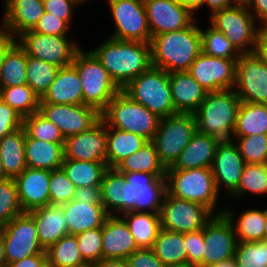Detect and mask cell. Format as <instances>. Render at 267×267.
I'll list each match as a JSON object with an SVG mask.
<instances>
[{"instance_id": "26", "label": "cell", "mask_w": 267, "mask_h": 267, "mask_svg": "<svg viewBox=\"0 0 267 267\" xmlns=\"http://www.w3.org/2000/svg\"><path fill=\"white\" fill-rule=\"evenodd\" d=\"M172 102L177 113H195L207 92L187 72L169 73Z\"/></svg>"}, {"instance_id": "48", "label": "cell", "mask_w": 267, "mask_h": 267, "mask_svg": "<svg viewBox=\"0 0 267 267\" xmlns=\"http://www.w3.org/2000/svg\"><path fill=\"white\" fill-rule=\"evenodd\" d=\"M246 164L267 163V134L234 136Z\"/></svg>"}, {"instance_id": "31", "label": "cell", "mask_w": 267, "mask_h": 267, "mask_svg": "<svg viewBox=\"0 0 267 267\" xmlns=\"http://www.w3.org/2000/svg\"><path fill=\"white\" fill-rule=\"evenodd\" d=\"M25 140L24 127L0 139V158L7 178H15L27 168L24 153Z\"/></svg>"}, {"instance_id": "3", "label": "cell", "mask_w": 267, "mask_h": 267, "mask_svg": "<svg viewBox=\"0 0 267 267\" xmlns=\"http://www.w3.org/2000/svg\"><path fill=\"white\" fill-rule=\"evenodd\" d=\"M151 65L168 74L188 71L201 53V32L196 23L185 29L165 32L152 37Z\"/></svg>"}, {"instance_id": "58", "label": "cell", "mask_w": 267, "mask_h": 267, "mask_svg": "<svg viewBox=\"0 0 267 267\" xmlns=\"http://www.w3.org/2000/svg\"><path fill=\"white\" fill-rule=\"evenodd\" d=\"M3 267H48L47 255L37 254L13 263H5Z\"/></svg>"}, {"instance_id": "12", "label": "cell", "mask_w": 267, "mask_h": 267, "mask_svg": "<svg viewBox=\"0 0 267 267\" xmlns=\"http://www.w3.org/2000/svg\"><path fill=\"white\" fill-rule=\"evenodd\" d=\"M18 44L28 56L52 63L59 68L72 65L74 57L80 49L67 36L46 35L26 31L17 37Z\"/></svg>"}, {"instance_id": "40", "label": "cell", "mask_w": 267, "mask_h": 267, "mask_svg": "<svg viewBox=\"0 0 267 267\" xmlns=\"http://www.w3.org/2000/svg\"><path fill=\"white\" fill-rule=\"evenodd\" d=\"M48 267H83V260L75 235H65L45 250Z\"/></svg>"}, {"instance_id": "56", "label": "cell", "mask_w": 267, "mask_h": 267, "mask_svg": "<svg viewBox=\"0 0 267 267\" xmlns=\"http://www.w3.org/2000/svg\"><path fill=\"white\" fill-rule=\"evenodd\" d=\"M73 200L80 203H102L101 186L76 188Z\"/></svg>"}, {"instance_id": "47", "label": "cell", "mask_w": 267, "mask_h": 267, "mask_svg": "<svg viewBox=\"0 0 267 267\" xmlns=\"http://www.w3.org/2000/svg\"><path fill=\"white\" fill-rule=\"evenodd\" d=\"M234 259L237 267H267V243L238 241Z\"/></svg>"}, {"instance_id": "36", "label": "cell", "mask_w": 267, "mask_h": 267, "mask_svg": "<svg viewBox=\"0 0 267 267\" xmlns=\"http://www.w3.org/2000/svg\"><path fill=\"white\" fill-rule=\"evenodd\" d=\"M61 168L76 188L101 186L107 162L64 159Z\"/></svg>"}, {"instance_id": "27", "label": "cell", "mask_w": 267, "mask_h": 267, "mask_svg": "<svg viewBox=\"0 0 267 267\" xmlns=\"http://www.w3.org/2000/svg\"><path fill=\"white\" fill-rule=\"evenodd\" d=\"M40 104H83L80 77L72 65L59 69L55 80L41 98Z\"/></svg>"}, {"instance_id": "14", "label": "cell", "mask_w": 267, "mask_h": 267, "mask_svg": "<svg viewBox=\"0 0 267 267\" xmlns=\"http://www.w3.org/2000/svg\"><path fill=\"white\" fill-rule=\"evenodd\" d=\"M108 2L116 28L110 38L151 42L143 0H108Z\"/></svg>"}, {"instance_id": "43", "label": "cell", "mask_w": 267, "mask_h": 267, "mask_svg": "<svg viewBox=\"0 0 267 267\" xmlns=\"http://www.w3.org/2000/svg\"><path fill=\"white\" fill-rule=\"evenodd\" d=\"M201 32V52L210 57L224 59H239L241 53L225 37L223 32L210 26L207 31Z\"/></svg>"}, {"instance_id": "5", "label": "cell", "mask_w": 267, "mask_h": 267, "mask_svg": "<svg viewBox=\"0 0 267 267\" xmlns=\"http://www.w3.org/2000/svg\"><path fill=\"white\" fill-rule=\"evenodd\" d=\"M107 127L131 132L152 141L159 127L160 117L130 98L121 90L100 113Z\"/></svg>"}, {"instance_id": "13", "label": "cell", "mask_w": 267, "mask_h": 267, "mask_svg": "<svg viewBox=\"0 0 267 267\" xmlns=\"http://www.w3.org/2000/svg\"><path fill=\"white\" fill-rule=\"evenodd\" d=\"M4 242L6 263L46 254L38 240L34 219L27 213L16 216L6 226L0 229Z\"/></svg>"}, {"instance_id": "41", "label": "cell", "mask_w": 267, "mask_h": 267, "mask_svg": "<svg viewBox=\"0 0 267 267\" xmlns=\"http://www.w3.org/2000/svg\"><path fill=\"white\" fill-rule=\"evenodd\" d=\"M0 99L23 118L38 112L41 100L27 84L0 88Z\"/></svg>"}, {"instance_id": "11", "label": "cell", "mask_w": 267, "mask_h": 267, "mask_svg": "<svg viewBox=\"0 0 267 267\" xmlns=\"http://www.w3.org/2000/svg\"><path fill=\"white\" fill-rule=\"evenodd\" d=\"M224 210L212 213L207 207L184 199L176 198L166 192L161 211V228L179 233L199 231Z\"/></svg>"}, {"instance_id": "66", "label": "cell", "mask_w": 267, "mask_h": 267, "mask_svg": "<svg viewBox=\"0 0 267 267\" xmlns=\"http://www.w3.org/2000/svg\"><path fill=\"white\" fill-rule=\"evenodd\" d=\"M262 241L267 243V209H265V229H264V237Z\"/></svg>"}, {"instance_id": "42", "label": "cell", "mask_w": 267, "mask_h": 267, "mask_svg": "<svg viewBox=\"0 0 267 267\" xmlns=\"http://www.w3.org/2000/svg\"><path fill=\"white\" fill-rule=\"evenodd\" d=\"M59 67L52 63L28 56L27 59V85L41 99L55 80Z\"/></svg>"}, {"instance_id": "23", "label": "cell", "mask_w": 267, "mask_h": 267, "mask_svg": "<svg viewBox=\"0 0 267 267\" xmlns=\"http://www.w3.org/2000/svg\"><path fill=\"white\" fill-rule=\"evenodd\" d=\"M139 249L121 216L109 215L102 226L103 259H126Z\"/></svg>"}, {"instance_id": "32", "label": "cell", "mask_w": 267, "mask_h": 267, "mask_svg": "<svg viewBox=\"0 0 267 267\" xmlns=\"http://www.w3.org/2000/svg\"><path fill=\"white\" fill-rule=\"evenodd\" d=\"M106 162L115 168L122 160L139 150L147 140L131 132L106 126Z\"/></svg>"}, {"instance_id": "69", "label": "cell", "mask_w": 267, "mask_h": 267, "mask_svg": "<svg viewBox=\"0 0 267 267\" xmlns=\"http://www.w3.org/2000/svg\"><path fill=\"white\" fill-rule=\"evenodd\" d=\"M172 267H192V266L184 265V266H172Z\"/></svg>"}, {"instance_id": "24", "label": "cell", "mask_w": 267, "mask_h": 267, "mask_svg": "<svg viewBox=\"0 0 267 267\" xmlns=\"http://www.w3.org/2000/svg\"><path fill=\"white\" fill-rule=\"evenodd\" d=\"M4 3L1 27L16 38L26 31L33 30L45 13L43 0H5Z\"/></svg>"}, {"instance_id": "61", "label": "cell", "mask_w": 267, "mask_h": 267, "mask_svg": "<svg viewBox=\"0 0 267 267\" xmlns=\"http://www.w3.org/2000/svg\"><path fill=\"white\" fill-rule=\"evenodd\" d=\"M236 3V0H203V6L206 4L211 9V15L219 10L229 8Z\"/></svg>"}, {"instance_id": "25", "label": "cell", "mask_w": 267, "mask_h": 267, "mask_svg": "<svg viewBox=\"0 0 267 267\" xmlns=\"http://www.w3.org/2000/svg\"><path fill=\"white\" fill-rule=\"evenodd\" d=\"M35 221L38 240L48 249L63 236L68 235L67 219L62 205L49 204L27 212Z\"/></svg>"}, {"instance_id": "2", "label": "cell", "mask_w": 267, "mask_h": 267, "mask_svg": "<svg viewBox=\"0 0 267 267\" xmlns=\"http://www.w3.org/2000/svg\"><path fill=\"white\" fill-rule=\"evenodd\" d=\"M91 52L102 63L111 79L121 90L132 79L152 66L150 43L109 37Z\"/></svg>"}, {"instance_id": "30", "label": "cell", "mask_w": 267, "mask_h": 267, "mask_svg": "<svg viewBox=\"0 0 267 267\" xmlns=\"http://www.w3.org/2000/svg\"><path fill=\"white\" fill-rule=\"evenodd\" d=\"M25 161L29 168L56 170L64 161V143H51L31 138L26 133Z\"/></svg>"}, {"instance_id": "9", "label": "cell", "mask_w": 267, "mask_h": 267, "mask_svg": "<svg viewBox=\"0 0 267 267\" xmlns=\"http://www.w3.org/2000/svg\"><path fill=\"white\" fill-rule=\"evenodd\" d=\"M209 17L210 25L223 32L240 53L255 52L258 32L262 27L255 25L256 19L243 2H236Z\"/></svg>"}, {"instance_id": "70", "label": "cell", "mask_w": 267, "mask_h": 267, "mask_svg": "<svg viewBox=\"0 0 267 267\" xmlns=\"http://www.w3.org/2000/svg\"><path fill=\"white\" fill-rule=\"evenodd\" d=\"M83 267H91V264H87V265H85V266H83Z\"/></svg>"}, {"instance_id": "22", "label": "cell", "mask_w": 267, "mask_h": 267, "mask_svg": "<svg viewBox=\"0 0 267 267\" xmlns=\"http://www.w3.org/2000/svg\"><path fill=\"white\" fill-rule=\"evenodd\" d=\"M23 212L50 204V171L27 167L14 178Z\"/></svg>"}, {"instance_id": "65", "label": "cell", "mask_w": 267, "mask_h": 267, "mask_svg": "<svg viewBox=\"0 0 267 267\" xmlns=\"http://www.w3.org/2000/svg\"><path fill=\"white\" fill-rule=\"evenodd\" d=\"M5 263L6 261H5V253H4V242L2 239V235L0 233V267H3Z\"/></svg>"}, {"instance_id": "1", "label": "cell", "mask_w": 267, "mask_h": 267, "mask_svg": "<svg viewBox=\"0 0 267 267\" xmlns=\"http://www.w3.org/2000/svg\"><path fill=\"white\" fill-rule=\"evenodd\" d=\"M166 192V177L146 172H119L108 168L101 182L104 210L108 215L119 211L114 216L127 212L160 213Z\"/></svg>"}, {"instance_id": "60", "label": "cell", "mask_w": 267, "mask_h": 267, "mask_svg": "<svg viewBox=\"0 0 267 267\" xmlns=\"http://www.w3.org/2000/svg\"><path fill=\"white\" fill-rule=\"evenodd\" d=\"M255 53L267 68V28H261L258 32Z\"/></svg>"}, {"instance_id": "4", "label": "cell", "mask_w": 267, "mask_h": 267, "mask_svg": "<svg viewBox=\"0 0 267 267\" xmlns=\"http://www.w3.org/2000/svg\"><path fill=\"white\" fill-rule=\"evenodd\" d=\"M241 99L234 89L207 92L194 113L197 132L218 140H232Z\"/></svg>"}, {"instance_id": "6", "label": "cell", "mask_w": 267, "mask_h": 267, "mask_svg": "<svg viewBox=\"0 0 267 267\" xmlns=\"http://www.w3.org/2000/svg\"><path fill=\"white\" fill-rule=\"evenodd\" d=\"M72 66L80 77L83 104L101 113L121 89L91 51L84 52L80 48L74 57Z\"/></svg>"}, {"instance_id": "44", "label": "cell", "mask_w": 267, "mask_h": 267, "mask_svg": "<svg viewBox=\"0 0 267 267\" xmlns=\"http://www.w3.org/2000/svg\"><path fill=\"white\" fill-rule=\"evenodd\" d=\"M23 127L31 138L51 143L65 142L60 129L39 111L23 118Z\"/></svg>"}, {"instance_id": "38", "label": "cell", "mask_w": 267, "mask_h": 267, "mask_svg": "<svg viewBox=\"0 0 267 267\" xmlns=\"http://www.w3.org/2000/svg\"><path fill=\"white\" fill-rule=\"evenodd\" d=\"M223 214L232 222L237 241H262L265 229V210L248 209L238 217L237 224L233 222V212L223 209ZM236 224V225H235Z\"/></svg>"}, {"instance_id": "59", "label": "cell", "mask_w": 267, "mask_h": 267, "mask_svg": "<svg viewBox=\"0 0 267 267\" xmlns=\"http://www.w3.org/2000/svg\"><path fill=\"white\" fill-rule=\"evenodd\" d=\"M16 40L17 38L9 31L4 28H0V70L8 50L17 42Z\"/></svg>"}, {"instance_id": "18", "label": "cell", "mask_w": 267, "mask_h": 267, "mask_svg": "<svg viewBox=\"0 0 267 267\" xmlns=\"http://www.w3.org/2000/svg\"><path fill=\"white\" fill-rule=\"evenodd\" d=\"M151 38L185 29L195 22L193 12L178 0H143Z\"/></svg>"}, {"instance_id": "50", "label": "cell", "mask_w": 267, "mask_h": 267, "mask_svg": "<svg viewBox=\"0 0 267 267\" xmlns=\"http://www.w3.org/2000/svg\"><path fill=\"white\" fill-rule=\"evenodd\" d=\"M83 260L93 264L103 259L102 227L89 229L75 235Z\"/></svg>"}, {"instance_id": "46", "label": "cell", "mask_w": 267, "mask_h": 267, "mask_svg": "<svg viewBox=\"0 0 267 267\" xmlns=\"http://www.w3.org/2000/svg\"><path fill=\"white\" fill-rule=\"evenodd\" d=\"M14 178L0 181V229L13 218L23 214Z\"/></svg>"}, {"instance_id": "55", "label": "cell", "mask_w": 267, "mask_h": 267, "mask_svg": "<svg viewBox=\"0 0 267 267\" xmlns=\"http://www.w3.org/2000/svg\"><path fill=\"white\" fill-rule=\"evenodd\" d=\"M45 12L66 21L69 25L72 21L73 9L77 5L71 0H43ZM76 6V7H75Z\"/></svg>"}, {"instance_id": "29", "label": "cell", "mask_w": 267, "mask_h": 267, "mask_svg": "<svg viewBox=\"0 0 267 267\" xmlns=\"http://www.w3.org/2000/svg\"><path fill=\"white\" fill-rule=\"evenodd\" d=\"M62 208L70 235L102 227L105 219L109 216L102 203H80L72 199L63 204Z\"/></svg>"}, {"instance_id": "53", "label": "cell", "mask_w": 267, "mask_h": 267, "mask_svg": "<svg viewBox=\"0 0 267 267\" xmlns=\"http://www.w3.org/2000/svg\"><path fill=\"white\" fill-rule=\"evenodd\" d=\"M21 127H23V117L0 99V139Z\"/></svg>"}, {"instance_id": "34", "label": "cell", "mask_w": 267, "mask_h": 267, "mask_svg": "<svg viewBox=\"0 0 267 267\" xmlns=\"http://www.w3.org/2000/svg\"><path fill=\"white\" fill-rule=\"evenodd\" d=\"M152 250L166 267L187 265L183 233L161 228Z\"/></svg>"}, {"instance_id": "63", "label": "cell", "mask_w": 267, "mask_h": 267, "mask_svg": "<svg viewBox=\"0 0 267 267\" xmlns=\"http://www.w3.org/2000/svg\"><path fill=\"white\" fill-rule=\"evenodd\" d=\"M185 7L189 8L192 12L200 9L203 6V0H178Z\"/></svg>"}, {"instance_id": "68", "label": "cell", "mask_w": 267, "mask_h": 267, "mask_svg": "<svg viewBox=\"0 0 267 267\" xmlns=\"http://www.w3.org/2000/svg\"><path fill=\"white\" fill-rule=\"evenodd\" d=\"M71 1H73L76 5H82L84 2L86 3V0H71ZM88 1V0H87Z\"/></svg>"}, {"instance_id": "64", "label": "cell", "mask_w": 267, "mask_h": 267, "mask_svg": "<svg viewBox=\"0 0 267 267\" xmlns=\"http://www.w3.org/2000/svg\"><path fill=\"white\" fill-rule=\"evenodd\" d=\"M210 267H237V264H236V261H235V259L233 257V258L224 260L223 262H219V263L213 264Z\"/></svg>"}, {"instance_id": "51", "label": "cell", "mask_w": 267, "mask_h": 267, "mask_svg": "<svg viewBox=\"0 0 267 267\" xmlns=\"http://www.w3.org/2000/svg\"><path fill=\"white\" fill-rule=\"evenodd\" d=\"M184 243L187 250V265L192 267H202L204 228L184 233Z\"/></svg>"}, {"instance_id": "33", "label": "cell", "mask_w": 267, "mask_h": 267, "mask_svg": "<svg viewBox=\"0 0 267 267\" xmlns=\"http://www.w3.org/2000/svg\"><path fill=\"white\" fill-rule=\"evenodd\" d=\"M122 215L137 247L152 248L161 229L160 213L127 212Z\"/></svg>"}, {"instance_id": "67", "label": "cell", "mask_w": 267, "mask_h": 267, "mask_svg": "<svg viewBox=\"0 0 267 267\" xmlns=\"http://www.w3.org/2000/svg\"><path fill=\"white\" fill-rule=\"evenodd\" d=\"M7 177L4 174L3 168H2V163H1V158H0V181L3 179H6Z\"/></svg>"}, {"instance_id": "16", "label": "cell", "mask_w": 267, "mask_h": 267, "mask_svg": "<svg viewBox=\"0 0 267 267\" xmlns=\"http://www.w3.org/2000/svg\"><path fill=\"white\" fill-rule=\"evenodd\" d=\"M237 61L210 57L201 52L187 72L206 92L234 89Z\"/></svg>"}, {"instance_id": "57", "label": "cell", "mask_w": 267, "mask_h": 267, "mask_svg": "<svg viewBox=\"0 0 267 267\" xmlns=\"http://www.w3.org/2000/svg\"><path fill=\"white\" fill-rule=\"evenodd\" d=\"M243 3L256 20H260L261 27L267 28V0H245Z\"/></svg>"}, {"instance_id": "52", "label": "cell", "mask_w": 267, "mask_h": 267, "mask_svg": "<svg viewBox=\"0 0 267 267\" xmlns=\"http://www.w3.org/2000/svg\"><path fill=\"white\" fill-rule=\"evenodd\" d=\"M68 27L69 24L66 21L45 12L32 31L39 34L66 36Z\"/></svg>"}, {"instance_id": "20", "label": "cell", "mask_w": 267, "mask_h": 267, "mask_svg": "<svg viewBox=\"0 0 267 267\" xmlns=\"http://www.w3.org/2000/svg\"><path fill=\"white\" fill-rule=\"evenodd\" d=\"M106 143V124L100 118L88 130L65 139L64 159L106 162Z\"/></svg>"}, {"instance_id": "15", "label": "cell", "mask_w": 267, "mask_h": 267, "mask_svg": "<svg viewBox=\"0 0 267 267\" xmlns=\"http://www.w3.org/2000/svg\"><path fill=\"white\" fill-rule=\"evenodd\" d=\"M234 88L242 102L267 104V68L255 52L241 53Z\"/></svg>"}, {"instance_id": "71", "label": "cell", "mask_w": 267, "mask_h": 267, "mask_svg": "<svg viewBox=\"0 0 267 267\" xmlns=\"http://www.w3.org/2000/svg\"><path fill=\"white\" fill-rule=\"evenodd\" d=\"M245 0H236V2H244Z\"/></svg>"}, {"instance_id": "54", "label": "cell", "mask_w": 267, "mask_h": 267, "mask_svg": "<svg viewBox=\"0 0 267 267\" xmlns=\"http://www.w3.org/2000/svg\"><path fill=\"white\" fill-rule=\"evenodd\" d=\"M126 259L129 267H166L152 248H139Z\"/></svg>"}, {"instance_id": "19", "label": "cell", "mask_w": 267, "mask_h": 267, "mask_svg": "<svg viewBox=\"0 0 267 267\" xmlns=\"http://www.w3.org/2000/svg\"><path fill=\"white\" fill-rule=\"evenodd\" d=\"M39 112L60 129L65 139L88 130L100 119L95 108L84 104H40Z\"/></svg>"}, {"instance_id": "8", "label": "cell", "mask_w": 267, "mask_h": 267, "mask_svg": "<svg viewBox=\"0 0 267 267\" xmlns=\"http://www.w3.org/2000/svg\"><path fill=\"white\" fill-rule=\"evenodd\" d=\"M166 180L170 195L201 204L213 212L219 192L211 168L166 169Z\"/></svg>"}, {"instance_id": "62", "label": "cell", "mask_w": 267, "mask_h": 267, "mask_svg": "<svg viewBox=\"0 0 267 267\" xmlns=\"http://www.w3.org/2000/svg\"><path fill=\"white\" fill-rule=\"evenodd\" d=\"M91 267H129L127 259H102L91 264Z\"/></svg>"}, {"instance_id": "21", "label": "cell", "mask_w": 267, "mask_h": 267, "mask_svg": "<svg viewBox=\"0 0 267 267\" xmlns=\"http://www.w3.org/2000/svg\"><path fill=\"white\" fill-rule=\"evenodd\" d=\"M236 141L220 140L211 166L217 191L219 192L221 185H225L230 195L237 190L246 164Z\"/></svg>"}, {"instance_id": "10", "label": "cell", "mask_w": 267, "mask_h": 267, "mask_svg": "<svg viewBox=\"0 0 267 267\" xmlns=\"http://www.w3.org/2000/svg\"><path fill=\"white\" fill-rule=\"evenodd\" d=\"M196 132V120L193 113H177L160 119L152 142L165 168L175 163Z\"/></svg>"}, {"instance_id": "35", "label": "cell", "mask_w": 267, "mask_h": 267, "mask_svg": "<svg viewBox=\"0 0 267 267\" xmlns=\"http://www.w3.org/2000/svg\"><path fill=\"white\" fill-rule=\"evenodd\" d=\"M115 168L119 172H146L157 177H166V168L160 162L152 141H147L139 150L122 160Z\"/></svg>"}, {"instance_id": "28", "label": "cell", "mask_w": 267, "mask_h": 267, "mask_svg": "<svg viewBox=\"0 0 267 267\" xmlns=\"http://www.w3.org/2000/svg\"><path fill=\"white\" fill-rule=\"evenodd\" d=\"M219 141L215 137L196 132L175 163L166 169L211 168Z\"/></svg>"}, {"instance_id": "39", "label": "cell", "mask_w": 267, "mask_h": 267, "mask_svg": "<svg viewBox=\"0 0 267 267\" xmlns=\"http://www.w3.org/2000/svg\"><path fill=\"white\" fill-rule=\"evenodd\" d=\"M28 55L16 42L7 52L0 70V88L27 84Z\"/></svg>"}, {"instance_id": "49", "label": "cell", "mask_w": 267, "mask_h": 267, "mask_svg": "<svg viewBox=\"0 0 267 267\" xmlns=\"http://www.w3.org/2000/svg\"><path fill=\"white\" fill-rule=\"evenodd\" d=\"M75 185L62 168L50 171V204L63 205L74 198Z\"/></svg>"}, {"instance_id": "37", "label": "cell", "mask_w": 267, "mask_h": 267, "mask_svg": "<svg viewBox=\"0 0 267 267\" xmlns=\"http://www.w3.org/2000/svg\"><path fill=\"white\" fill-rule=\"evenodd\" d=\"M267 134V104L241 102L233 136Z\"/></svg>"}, {"instance_id": "45", "label": "cell", "mask_w": 267, "mask_h": 267, "mask_svg": "<svg viewBox=\"0 0 267 267\" xmlns=\"http://www.w3.org/2000/svg\"><path fill=\"white\" fill-rule=\"evenodd\" d=\"M246 192L267 194V163L245 164L237 190L231 196L239 197Z\"/></svg>"}, {"instance_id": "7", "label": "cell", "mask_w": 267, "mask_h": 267, "mask_svg": "<svg viewBox=\"0 0 267 267\" xmlns=\"http://www.w3.org/2000/svg\"><path fill=\"white\" fill-rule=\"evenodd\" d=\"M123 91L160 118L177 114L172 102L169 74L163 69L151 66L132 79Z\"/></svg>"}, {"instance_id": "17", "label": "cell", "mask_w": 267, "mask_h": 267, "mask_svg": "<svg viewBox=\"0 0 267 267\" xmlns=\"http://www.w3.org/2000/svg\"><path fill=\"white\" fill-rule=\"evenodd\" d=\"M237 242L232 222L224 214L213 215L204 226L202 267L233 258Z\"/></svg>"}]
</instances>
